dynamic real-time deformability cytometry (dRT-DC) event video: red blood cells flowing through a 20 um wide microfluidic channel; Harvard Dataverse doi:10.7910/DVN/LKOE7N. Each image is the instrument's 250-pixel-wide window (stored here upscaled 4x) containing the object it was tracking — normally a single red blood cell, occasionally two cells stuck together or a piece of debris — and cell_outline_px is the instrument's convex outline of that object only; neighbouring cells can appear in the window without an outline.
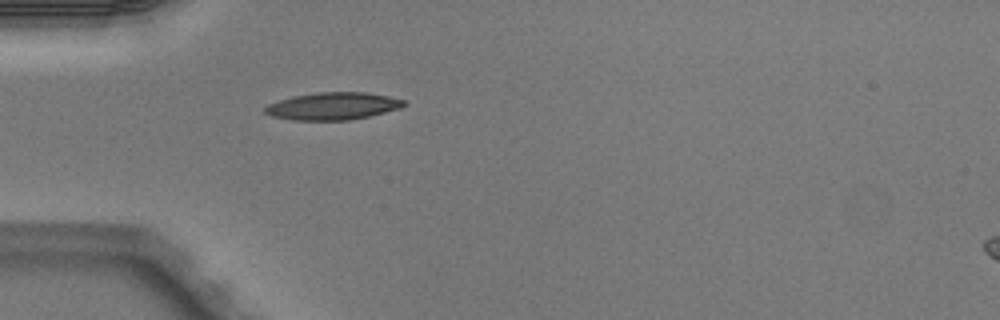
{"species": "Egyptian fruit bat (a non-hibernating species)", "species_latin": "Rousettus aegyptiacus", "temperature_condition": "warm", "stored_images_in_passage": 4, "camera_frame_rate_fps": 3000, "um_per_image_px": 0.085, "animal": {"sex": "male"}, "frame": {"image": 1, "passage_image": 4, "time_ms": 1.0, "image_size_px": [1000, 320], "cell_outline_px": [[408, 104], [400, 108], [368, 116], [348, 120], [292, 120], [272, 116], [264, 112], [264, 108], [268, 104], [292, 96], [320, 92], [364, 92], [388, 96], [404, 100]], "centroid_in_image_um": [28.29, 9.01], "position_along_channel_um": 56.7, "area_um2": 22.02}}